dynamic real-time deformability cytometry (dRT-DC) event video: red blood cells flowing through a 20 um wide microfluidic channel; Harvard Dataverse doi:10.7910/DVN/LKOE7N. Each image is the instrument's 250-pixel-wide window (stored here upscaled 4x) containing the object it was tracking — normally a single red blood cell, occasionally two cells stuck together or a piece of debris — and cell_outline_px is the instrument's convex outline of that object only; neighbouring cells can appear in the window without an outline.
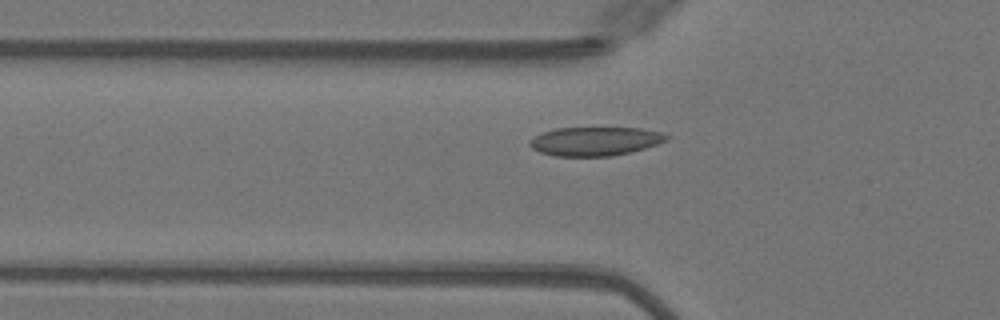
{"species": "Egyptian fruit bat (a non-hibernating species)", "species_latin": "Rousettus aegyptiacus", "temperature_condition": "warm", "stored_images_in_passage": 28, "camera_frame_rate_fps": 3000, "um_per_image_px": 0.085, "animal": {"sex": "female"}, "frame": {"image": 1, "passage_image": 4, "time_ms": 1.0, "image_size_px": [1000, 320], "cell_outline_px": [[672, 136], [668, 140], [632, 152], [612, 156], [556, 156], [540, 152], [532, 148], [528, 144], [528, 140], [544, 132], [556, 128], [640, 128], [660, 132]], "centroid_in_image_um": [50.6, 12.01], "position_along_channel_um": 75.2, "area_um2": 22.95}}
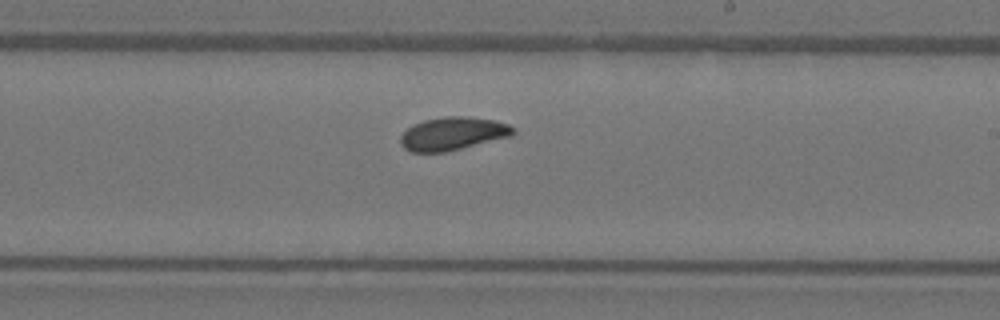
{"frame": {"image": 2, "passage_image": 17, "time_ms": 5.333, "image_size_px": [1000, 320], "cell_outline_px": [[516, 132], [512, 136], [444, 152], [412, 152], [404, 148], [400, 144], [400, 136], [412, 124], [424, 120], [444, 116], [468, 116], [496, 120], [508, 124], [516, 128]], "centroid_in_image_um": [38.5, 11.34], "position_along_channel_um": 250.5, "area_um2": 21.91}}
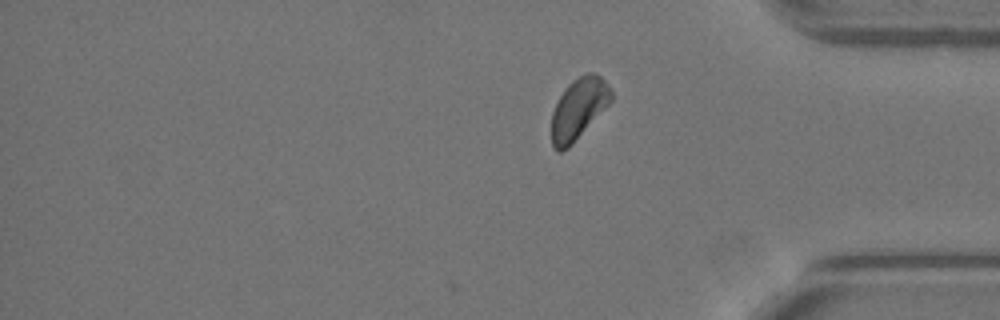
{"frame": {"image": 3, "passage_image": 28, "time_ms": 9.0, "image_size_px": [1000, 320], "cell_outline_px": [[612, 100], [572, 144], [568, 148], [560, 152], [552, 144], [552, 112], [560, 96], [568, 84], [572, 80], [588, 72], [592, 72], [600, 76], [604, 80], [612, 92]], "centroid_in_image_um": [49.17, 9.22], "position_along_channel_um": 386.0, "area_um2": 20.75}, "authors_computed_cell_mechanics": {"area_um2": 21.7039, "velocity_mm_per_s": 4.0446, "shape_relaxation_time_tau1_ms": 3.6499, "shape_relaxation_time_tau2_ms": null, "deformation_change_tau1": 0.1144, "deformation_change_tau2": null}}